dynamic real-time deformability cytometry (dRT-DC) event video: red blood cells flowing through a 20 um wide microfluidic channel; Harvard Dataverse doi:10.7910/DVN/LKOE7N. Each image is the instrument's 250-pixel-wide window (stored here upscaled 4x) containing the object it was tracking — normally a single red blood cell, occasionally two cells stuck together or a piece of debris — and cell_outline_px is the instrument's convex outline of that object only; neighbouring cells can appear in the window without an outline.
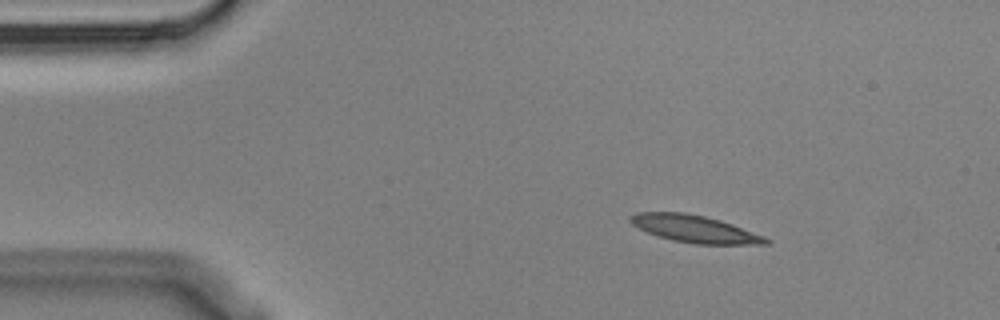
{"species": "Egyptian fruit bat (a non-hibernating species)", "species_latin": "Rousettus aegyptiacus", "temperature_condition": "cold", "stored_images_in_passage": 3, "camera_frame_rate_fps": 3000, "um_per_image_px": 0.085, "animal": {"sex": "male"}, "frame": {"image": 1, "passage_image": 1, "time_ms": 0.0, "image_size_px": [1000, 320], "cell_outline_px": [[772, 240], [768, 244], [696, 244], [672, 240], [648, 232], [632, 224], [628, 220], [628, 216], [636, 212], [684, 212], [704, 216], [720, 220], [732, 224], [764, 236]], "centroid_in_image_um": [59.04, 19.45], "position_along_channel_um": 26.0, "area_um2": 21.39}}